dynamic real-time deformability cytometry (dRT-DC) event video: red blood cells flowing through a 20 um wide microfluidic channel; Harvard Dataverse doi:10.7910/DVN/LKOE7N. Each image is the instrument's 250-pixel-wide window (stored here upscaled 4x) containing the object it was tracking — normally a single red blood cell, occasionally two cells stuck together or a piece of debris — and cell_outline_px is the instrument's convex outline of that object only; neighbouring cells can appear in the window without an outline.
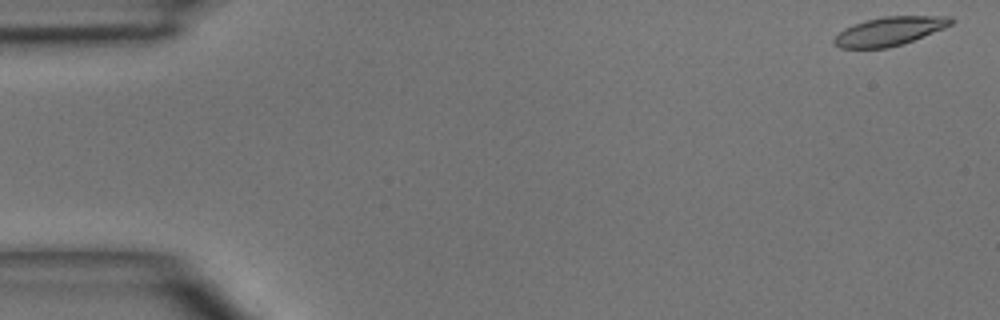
{"species": "common noctule bat (a hibernating species)", "species_latin": "Nyctalus noctula", "temperature_condition": "room temperature", "stored_images_in_passage": 6, "camera_frame_rate_fps": 3000, "um_per_image_px": 0.085, "animal": {"sex": "male", "body_mass_g": 15.6}, "frame": {"image": 1, "passage_image": 1, "time_ms": 0.0, "image_size_px": [1000, 320], "cell_outline_px": [[956, 20], [952, 24], [944, 28], [912, 40], [888, 48], [840, 48], [832, 44], [832, 40], [844, 28], [852, 24], [864, 20], [884, 16], [952, 16]], "centroid_in_image_um": [75.58, 2.64], "position_along_channel_um": 9.4, "area_um2": 19.59}}
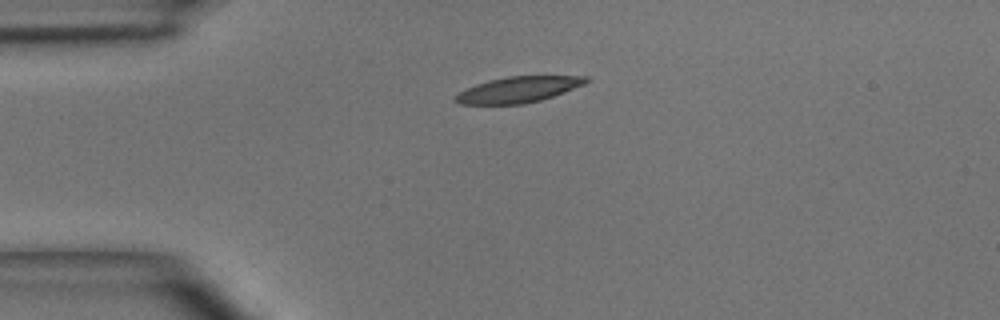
{"frame": {"image": 2, "passage_image": 3, "time_ms": 3.333, "image_size_px": [1000, 320], "cell_outline_px": [[592, 80], [584, 84], [564, 92], [540, 100], [524, 104], [460, 104], [452, 100], [452, 96], [476, 84], [488, 80], [508, 76], [588, 76]], "centroid_in_image_um": [44.04, 7.61], "position_along_channel_um": 41.0, "area_um2": 19.71}}